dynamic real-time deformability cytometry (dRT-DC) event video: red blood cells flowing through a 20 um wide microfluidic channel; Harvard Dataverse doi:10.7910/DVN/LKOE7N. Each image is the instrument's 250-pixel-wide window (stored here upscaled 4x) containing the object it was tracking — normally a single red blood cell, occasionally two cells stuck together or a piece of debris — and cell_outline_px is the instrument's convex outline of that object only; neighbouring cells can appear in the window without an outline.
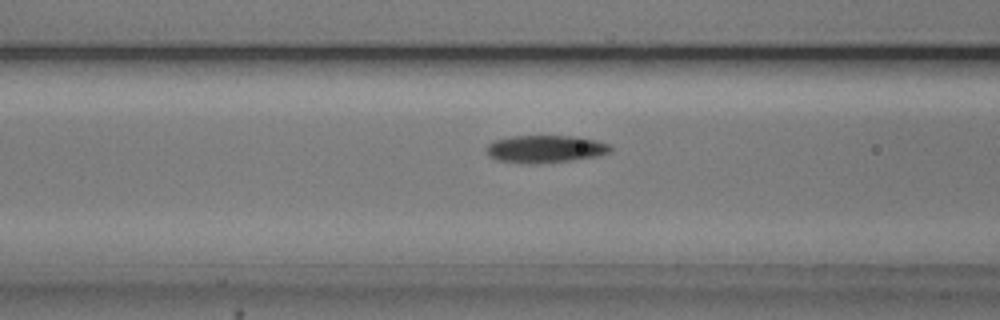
{"species": "common noctule bat (a hibernating species)", "species_latin": "Nyctalus noctula", "temperature_condition": "cold", "stored_images_in_passage": 47, "camera_frame_rate_fps": 3000, "um_per_image_px": 0.085, "animal": {"sex": "male", "body_mass_g": 20.5, "forearm_length_mm": 52.5}, "frame": {"image": 1, "passage_image": 14, "time_ms": 4.333, "image_size_px": [1000, 320], "cell_outline_px": [[612, 152], [600, 156], [572, 160], [536, 164], [520, 164], [496, 160], [488, 156], [484, 148], [492, 140], [512, 136], [576, 136], [596, 140], [612, 144]], "centroid_in_image_um": [46.34, 12.67], "position_along_channel_um": 120.3, "area_um2": 20.52}}
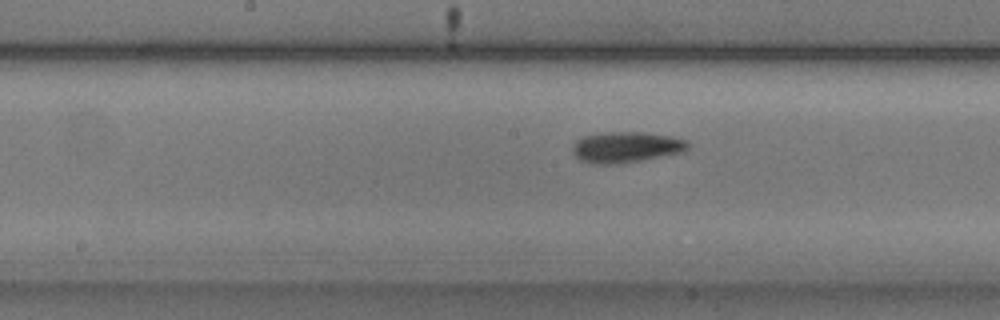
{"frame": {"image": 2, "passage_image": 20, "time_ms": 6.333, "image_size_px": [1000, 320], "cell_outline_px": [[692, 144], [684, 152], [620, 164], [592, 164], [580, 160], [572, 152], [572, 148], [576, 140], [584, 136], [604, 132], [640, 132], [672, 136], [688, 140]], "centroid_in_image_um": [53.25, 12.51], "position_along_channel_um": 195.0, "area_um2": 20.98}}
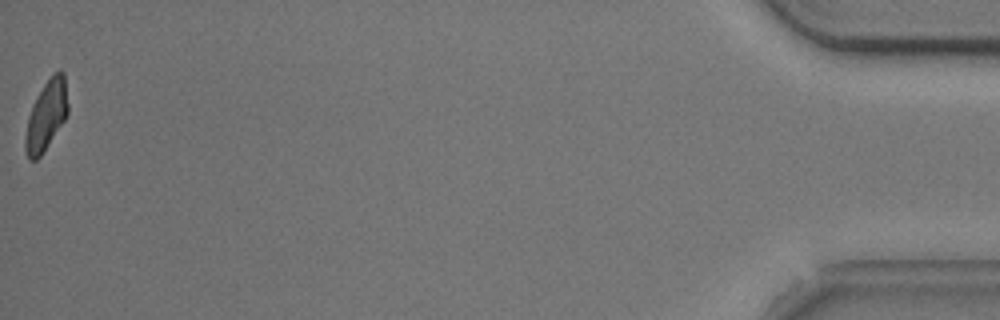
{"frame": {"image": 3, "passage_image": 47, "time_ms": 15.333, "image_size_px": [1000, 320], "cell_outline_px": [[68, 112], [64, 120], [40, 156], [36, 160], [28, 160], [24, 148], [24, 140], [28, 116], [32, 104], [44, 84], [52, 72], [60, 68], [64, 72], [68, 104]], "centroid_in_image_um": [3.92, 9.77], "position_along_channel_um": 431.3, "area_um2": 17.4}, "authors_computed_cell_mechanics": {"area_um2": 18.9584, "velocity_mm_per_s": 3.7179, "shape_relaxation_time_tau1_ms": 1.7644, "shape_relaxation_time_tau2_ms": 3.0935, "deformation_change_tau1": 0.1087, "deformation_change_tau2": 0.0777}}